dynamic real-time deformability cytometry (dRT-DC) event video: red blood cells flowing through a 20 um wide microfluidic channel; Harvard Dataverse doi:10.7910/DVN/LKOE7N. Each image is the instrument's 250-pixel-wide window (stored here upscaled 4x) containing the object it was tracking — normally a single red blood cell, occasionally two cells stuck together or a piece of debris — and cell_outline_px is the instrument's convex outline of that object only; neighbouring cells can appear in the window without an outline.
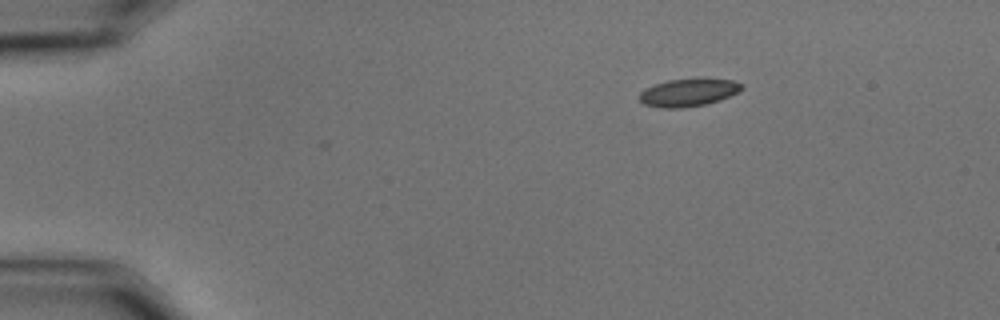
{"species": "common noctule bat (a hibernating species)", "species_latin": "Nyctalus noctula", "temperature_condition": "cold", "stored_images_in_passage": 50, "camera_frame_rate_fps": 3000, "um_per_image_px": 0.085, "animal": {"sex": "male", "body_mass_g": 15.6}, "frame": {"image": 1, "passage_image": 1, "time_ms": 0.0, "image_size_px": [1000, 320], "cell_outline_px": [[744, 88], [720, 100], [704, 104], [680, 108], [660, 108], [644, 104], [640, 100], [640, 92], [644, 88], [668, 80], [704, 76], [732, 80], [744, 84]], "centroid_in_image_um": [58.54, 7.82], "position_along_channel_um": 26.5, "area_um2": 16.94}}
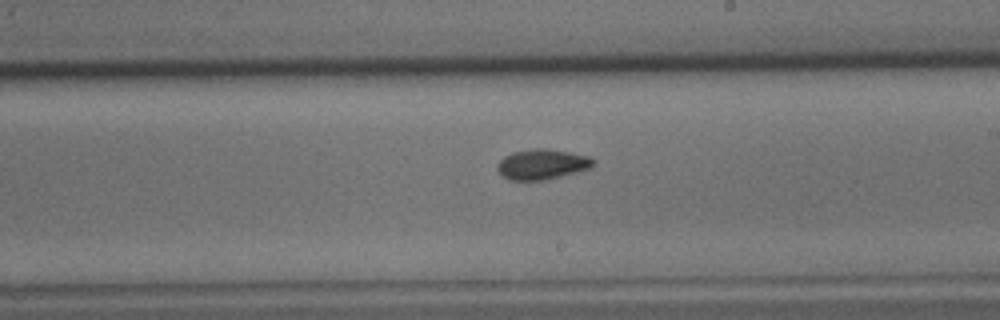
{"frame": {"image": 2, "passage_image": 26, "time_ms": 8.333, "image_size_px": [1000, 320], "cell_outline_px": [[596, 164], [592, 168], [544, 180], [508, 180], [500, 176], [496, 168], [496, 164], [504, 156], [512, 152], [532, 148], [548, 148], [588, 156], [596, 160]], "centroid_in_image_um": [46.05, 13.96], "position_along_channel_um": 242.9, "area_um2": 17.22}}
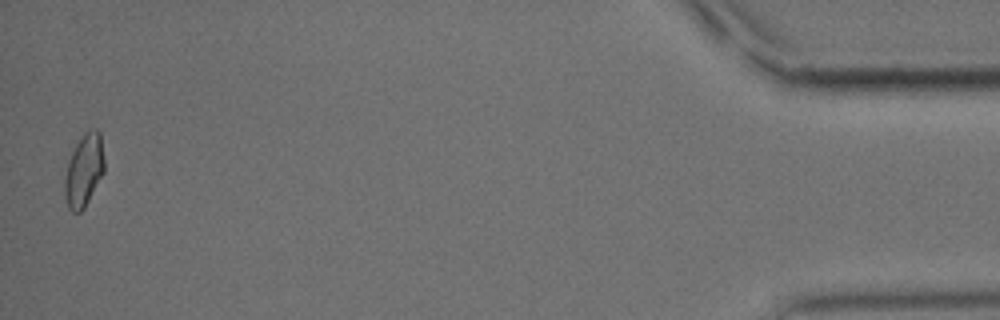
{"frame": {"image": 3, "passage_image": 49, "time_ms": 16.0, "image_size_px": [1000, 320], "cell_outline_px": [[104, 172], [84, 208], [80, 212], [72, 212], [68, 208], [64, 196], [64, 180], [68, 160], [76, 144], [84, 132], [92, 128], [96, 128], [100, 132], [104, 160]], "centroid_in_image_um": [7.13, 14.47], "position_along_channel_um": 428.1, "area_um2": 16.82}, "authors_computed_cell_mechanics": {"area_um2": 16.5597, "velocity_mm_per_s": 3.4819, "shape_relaxation_time_tau1_ms": null, "shape_relaxation_time_tau2_ms": 4.0852, "deformation_change_tau1": null, "deformation_change_tau2": 0.0819}}